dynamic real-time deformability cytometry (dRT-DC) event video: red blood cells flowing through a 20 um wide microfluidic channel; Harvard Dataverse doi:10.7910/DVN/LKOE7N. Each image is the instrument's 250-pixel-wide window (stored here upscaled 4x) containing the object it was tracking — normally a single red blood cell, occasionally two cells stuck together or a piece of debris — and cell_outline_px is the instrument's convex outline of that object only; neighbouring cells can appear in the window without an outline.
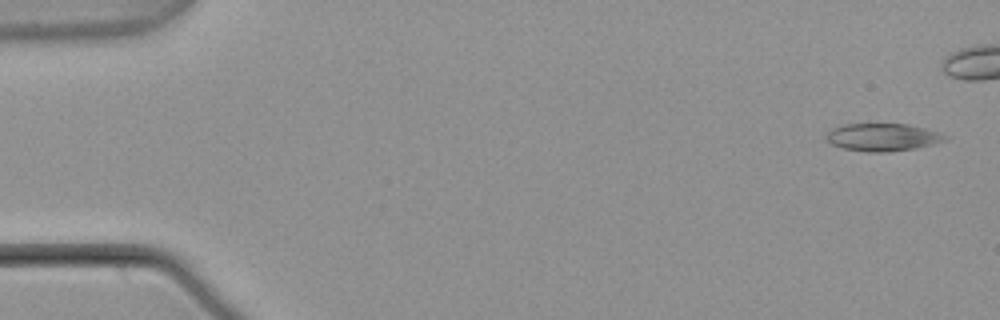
{"species": "common noctule bat (a hibernating species)", "species_latin": "Nyctalus noctula", "temperature_condition": "warm", "stored_images_in_passage": 7, "camera_frame_rate_fps": 3000, "um_per_image_px": 0.085, "animal": {"sex": "male", "body_mass_g": 21.5, "forearm_length_mm": 52.0}, "frame": {"image": 1, "passage_image": 1, "time_ms": 0.0, "image_size_px": [1000, 320], "cell_outline_px": [[948, 140], [916, 148], [888, 152], [868, 152], [844, 148], [832, 144], [824, 136], [832, 128], [844, 124], [908, 124], [924, 128], [948, 136]], "centroid_in_image_um": [75.02, 11.66], "position_along_channel_um": 10.0, "area_um2": 19.02}}
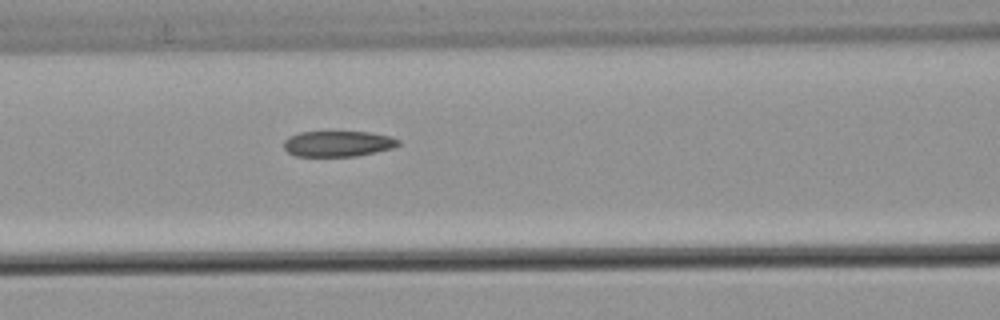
{"frame": {"image": 2, "passage_image": 7, "time_ms": 2.0, "image_size_px": [1000, 320], "cell_outline_px": [[400, 144], [392, 148], [356, 156], [296, 156], [288, 152], [284, 148], [284, 140], [288, 136], [300, 132], [368, 132], [392, 136], [400, 140]], "centroid_in_image_um": [28.72, 12.21], "position_along_channel_um": 137.9, "area_um2": 17.17}}